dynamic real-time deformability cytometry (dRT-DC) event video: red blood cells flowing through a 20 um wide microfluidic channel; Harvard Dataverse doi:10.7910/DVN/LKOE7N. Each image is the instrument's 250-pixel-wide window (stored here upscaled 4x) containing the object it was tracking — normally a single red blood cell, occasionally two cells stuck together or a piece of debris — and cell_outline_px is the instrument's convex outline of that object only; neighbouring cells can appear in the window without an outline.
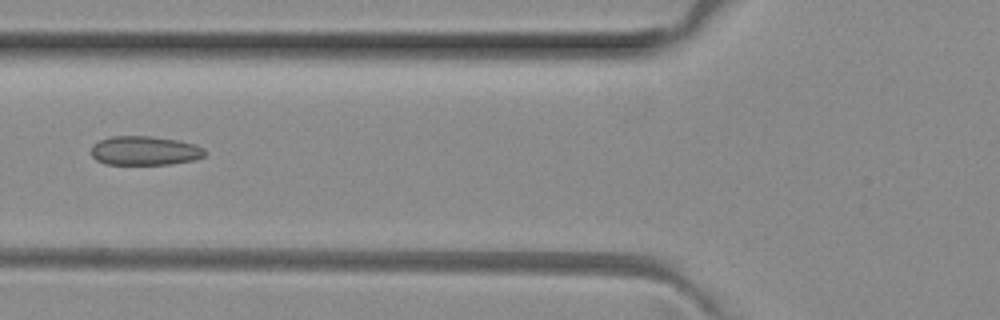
{"species": "common noctule bat (a hibernating species)", "species_latin": "Nyctalus noctula", "temperature_condition": "room temperature", "stored_images_in_passage": 6, "camera_frame_rate_fps": 3000, "um_per_image_px": 0.085, "animal": {"sex": "female", "body_mass_g": 29.2, "forearm_length_mm": 56.3}, "frame": {"image": 1, "passage_image": 5, "time_ms": 1.333, "image_size_px": [1000, 320], "cell_outline_px": [[208, 152], [204, 156], [196, 160], [168, 164], [104, 164], [96, 160], [92, 156], [92, 144], [100, 140], [112, 136], [152, 136], [180, 140], [204, 148]], "centroid_in_image_um": [12.32, 12.8], "position_along_channel_um": 113.5, "area_um2": 19.42}}
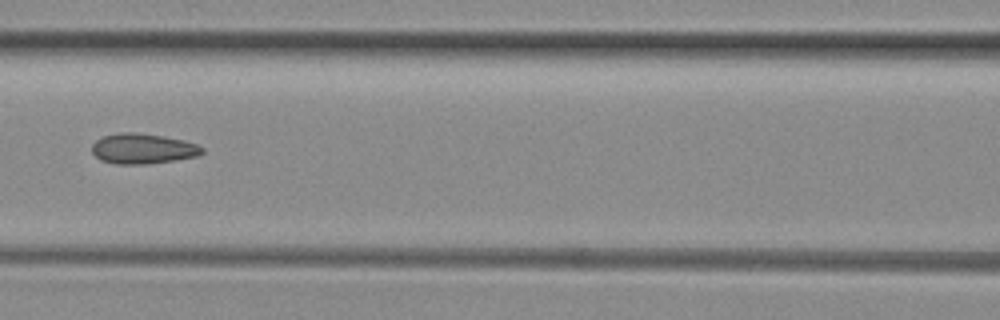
{"frame": {"image": 2, "passage_image": 6, "time_ms": 1.667, "image_size_px": [1000, 320], "cell_outline_px": [[204, 152], [196, 156], [176, 160], [148, 164], [116, 164], [100, 160], [92, 152], [92, 144], [96, 140], [104, 136], [120, 132], [132, 132], [160, 136], [184, 140], [196, 144], [204, 148]], "centroid_in_image_um": [12.13, 12.65], "position_along_channel_um": 154.5, "area_um2": 19.36}}